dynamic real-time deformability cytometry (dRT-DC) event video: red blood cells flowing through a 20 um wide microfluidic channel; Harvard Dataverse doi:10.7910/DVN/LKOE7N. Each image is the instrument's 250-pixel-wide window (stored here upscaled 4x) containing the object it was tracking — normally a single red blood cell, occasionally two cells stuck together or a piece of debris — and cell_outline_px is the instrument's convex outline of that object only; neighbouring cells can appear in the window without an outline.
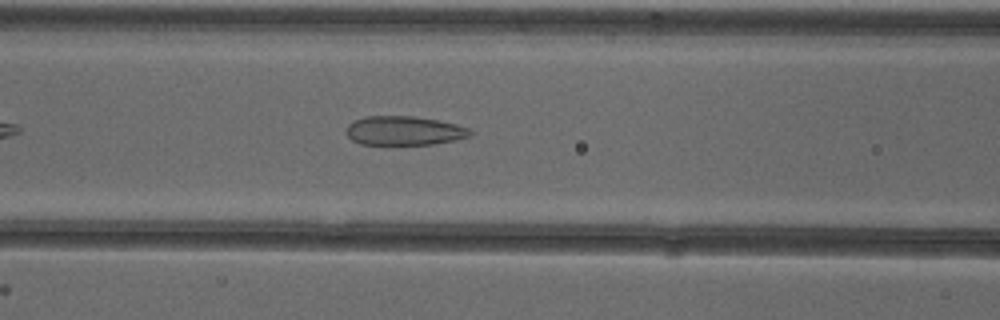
{"species": "common noctule bat (a hibernating species)", "species_latin": "Nyctalus noctula", "temperature_condition": "cold", "stored_images_in_passage": 36, "camera_frame_rate_fps": 3000, "um_per_image_px": 0.085, "animal": {"sex": "female"}, "frame": {"image": 1, "passage_image": 10, "time_ms": 3.0, "image_size_px": [1000, 320], "cell_outline_px": [[472, 132], [468, 136], [456, 140], [432, 144], [360, 144], [352, 140], [344, 132], [348, 124], [356, 120], [368, 116], [416, 116], [456, 124], [468, 128]], "centroid_in_image_um": [34.32, 11.11], "position_along_channel_um": 132.3, "area_um2": 20.87}}
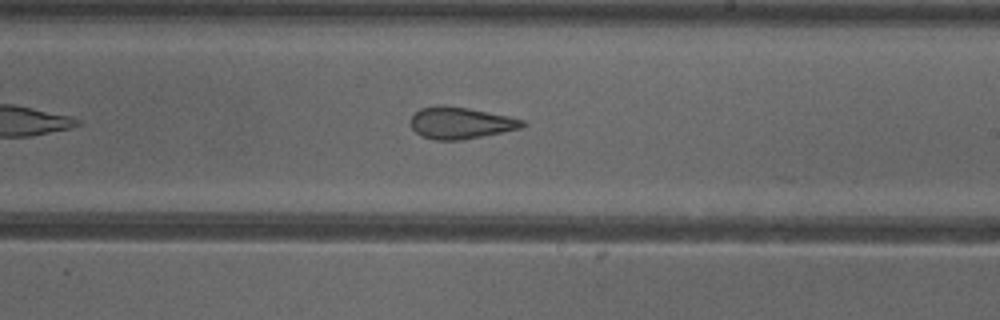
{"frame": {"image": 2, "passage_image": 19, "time_ms": 6.0, "image_size_px": [1000, 320], "cell_outline_px": [[528, 124], [520, 128], [460, 140], [436, 140], [420, 136], [412, 128], [412, 116], [420, 108], [436, 104], [444, 104], [468, 108], [508, 116], [524, 120]], "centroid_in_image_um": [39.12, 10.43], "position_along_channel_um": 249.9, "area_um2": 20.58}}
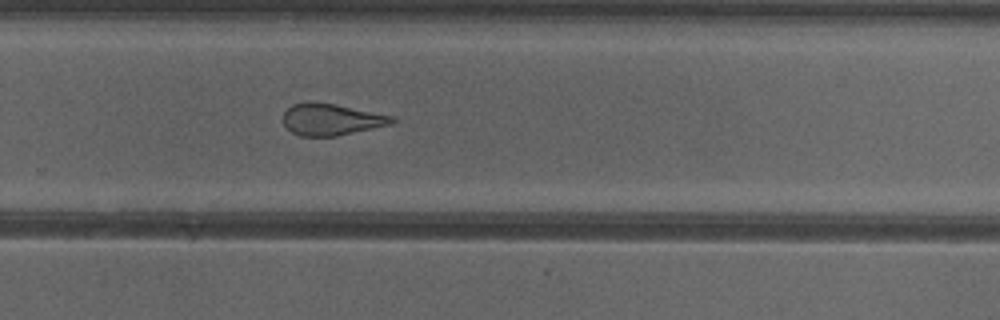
{"frame": {"image": 3, "passage_image": 23, "time_ms": 7.333, "image_size_px": [1000, 320], "cell_outline_px": [[396, 120], [392, 124], [336, 136], [300, 136], [292, 132], [284, 124], [284, 112], [292, 104], [312, 100], [336, 104], [392, 116]], "centroid_in_image_um": [28.13, 10.14], "position_along_channel_um": 301.7, "area_um2": 20.06}, "authors_computed_cell_mechanics": {"area_um2": 21.5016, "velocity_mm_per_s": 3.9199, "shape_relaxation_time_tau1_ms": null, "shape_relaxation_time_tau2_ms": 2.1118, "deformation_change_tau1": null, "deformation_change_tau2": 0.1054}}